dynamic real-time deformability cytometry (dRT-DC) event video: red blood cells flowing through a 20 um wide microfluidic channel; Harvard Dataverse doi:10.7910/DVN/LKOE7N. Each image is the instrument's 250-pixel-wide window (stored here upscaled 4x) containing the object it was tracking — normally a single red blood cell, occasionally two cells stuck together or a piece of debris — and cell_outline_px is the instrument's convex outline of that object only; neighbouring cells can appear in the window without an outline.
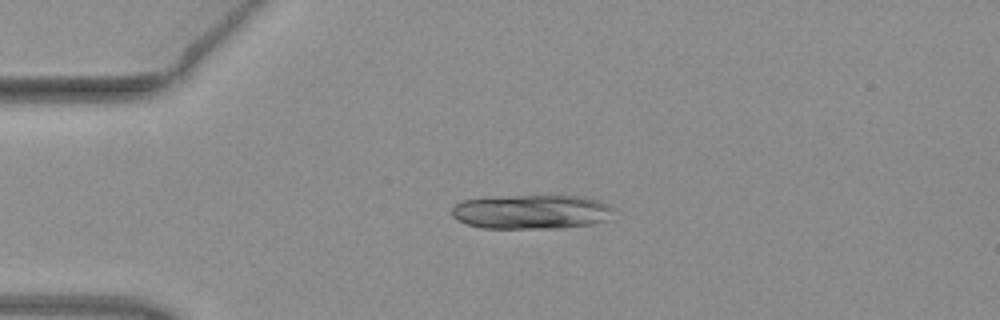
{"species": "common noctule bat (a hibernating species)", "species_latin": "Nyctalus noctula", "temperature_condition": "warm", "stored_images_in_passage": 40, "segment_of_instrument_passage": [1, 2], "camera_frame_rate_fps": 3000, "um_per_image_px": 0.085, "animal": {"sex": "female", "body_mass_g": 19.3, "forearm_length_mm": 54.1}, "frame": {"image": 1, "passage_image": 6, "time_ms": 1.667, "image_size_px": [1000, 320], "cell_outline_px": [[612, 208], [608, 220], [592, 224], [560, 228], [480, 228], [456, 220], [452, 216], [452, 208], [456, 204], [464, 200], [512, 196], [588, 196], [600, 200], [608, 204]], "centroid_in_image_um": [45.2, 18.01], "position_along_channel_um": 39.8, "area_um2": 32.31}}